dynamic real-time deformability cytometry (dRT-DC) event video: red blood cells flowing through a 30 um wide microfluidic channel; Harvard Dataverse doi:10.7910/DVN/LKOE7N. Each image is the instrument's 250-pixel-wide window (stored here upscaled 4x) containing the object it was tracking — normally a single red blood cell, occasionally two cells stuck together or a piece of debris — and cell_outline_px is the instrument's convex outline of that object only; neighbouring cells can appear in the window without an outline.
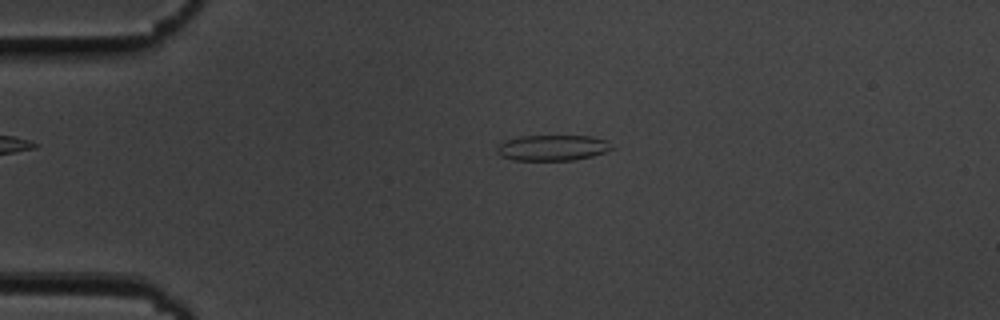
{"species": "common noctule bat (a hibernating species)", "species_latin": "Nyctalus noctula", "temperature_condition": "cold", "stored_images_in_passage": 54, "camera_frame_rate_fps": 3000, "um_per_image_px": 0.085, "animal": {"sex": "male", "body_mass_g": 19.5, "forearm_length_mm": 54.6}, "frame": {"image": 1, "passage_image": 12, "time_ms": 3.667, "image_size_px": [1000, 320], "cell_outline_px": [[616, 148], [592, 156], [576, 160], [512, 160], [500, 156], [496, 152], [496, 148], [504, 140], [524, 136], [592, 136], [608, 140]], "centroid_in_image_um": [46.99, 12.56], "position_along_channel_um": 38.0, "area_um2": 17.4}}
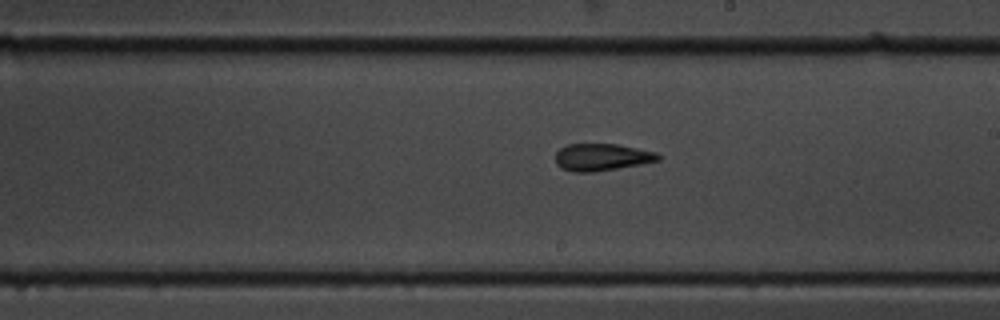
{"frame": {"image": 2, "passage_image": 31, "time_ms": 10.0, "image_size_px": [1000, 320], "cell_outline_px": [[660, 160], [640, 164], [592, 172], [572, 172], [560, 168], [556, 164], [556, 152], [560, 148], [568, 144], [616, 144], [656, 152], [660, 156]], "centroid_in_image_um": [51.11, 13.36], "position_along_channel_um": 237.9, "area_um2": 16.13}}
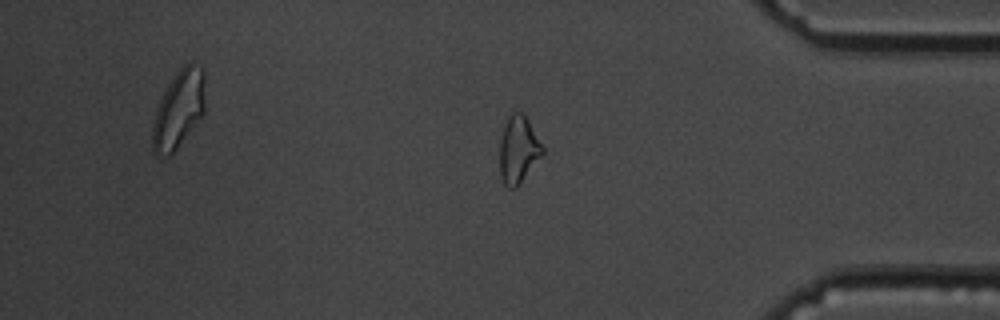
{"frame": {"image": 3, "passage_image": 45, "time_ms": 14.667, "image_size_px": [1000, 320], "cell_outline_px": [[544, 152], [516, 188], [508, 188], [504, 184], [500, 176], [500, 140], [504, 124], [508, 116], [512, 112], [524, 112], [544, 148]], "centroid_in_image_um": [44.04, 12.69], "position_along_channel_um": 391.2, "area_um2": 16.76}, "authors_computed_cell_mechanics": {"area_um2": 17.1088, "velocity_mm_per_s": 3.6971, "shape_relaxation_time_tau1_ms": 9.5094, "shape_relaxation_time_tau2_ms": 2.818, "deformation_change_tau1": 0.2022, "deformation_change_tau2": 0.1071}}